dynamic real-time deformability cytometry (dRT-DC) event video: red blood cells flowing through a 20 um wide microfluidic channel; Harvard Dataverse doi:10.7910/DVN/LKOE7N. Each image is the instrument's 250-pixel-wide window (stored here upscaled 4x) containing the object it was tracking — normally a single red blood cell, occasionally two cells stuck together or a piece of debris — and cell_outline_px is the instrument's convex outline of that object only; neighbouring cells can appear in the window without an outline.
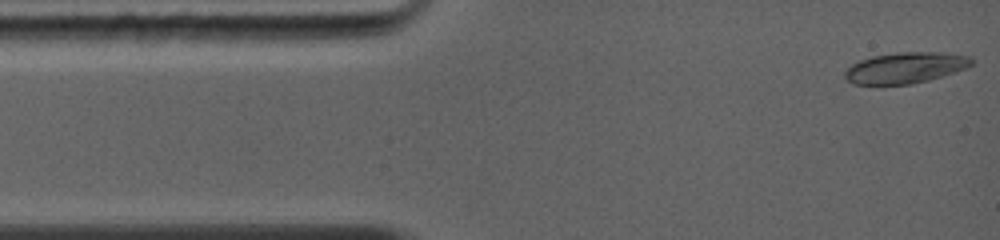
{"species": "common noctule bat (a hibernating species)", "species_latin": "Nyctalus noctula", "temperature_condition": "warm", "stored_images_in_passage": 4, "camera_frame_rate_fps": 5000, "um_per_image_px": 0.085, "animal": {"sex": "female", "body_mass_g": 19.0, "forearm_length_mm": 56.7}, "frame": {"image": 1, "passage_image": 1, "time_ms": 0.0, "image_size_px": [1000, 240], "cell_outline_px": [[972, 64], [968, 68], [928, 80], [912, 84], [852, 84], [844, 76], [844, 72], [852, 64], [860, 60], [872, 56], [896, 52], [944, 52], [968, 56], [972, 60]], "centroid_in_image_um": [76.96, 5.75], "position_along_channel_um": 8.0, "area_um2": 22.83}}
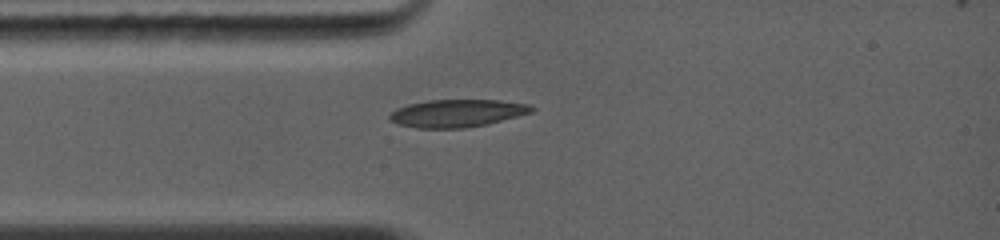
{"frame": {"image": 2, "passage_image": 4, "time_ms": 2.4, "image_size_px": [1000, 240], "cell_outline_px": [[536, 108], [532, 112], [484, 124], [464, 128], [420, 128], [400, 124], [388, 120], [388, 116], [396, 108], [408, 104], [428, 100], [500, 100], [528, 104]], "centroid_in_image_um": [38.82, 9.61], "position_along_channel_um": 46.2, "area_um2": 22.6}}